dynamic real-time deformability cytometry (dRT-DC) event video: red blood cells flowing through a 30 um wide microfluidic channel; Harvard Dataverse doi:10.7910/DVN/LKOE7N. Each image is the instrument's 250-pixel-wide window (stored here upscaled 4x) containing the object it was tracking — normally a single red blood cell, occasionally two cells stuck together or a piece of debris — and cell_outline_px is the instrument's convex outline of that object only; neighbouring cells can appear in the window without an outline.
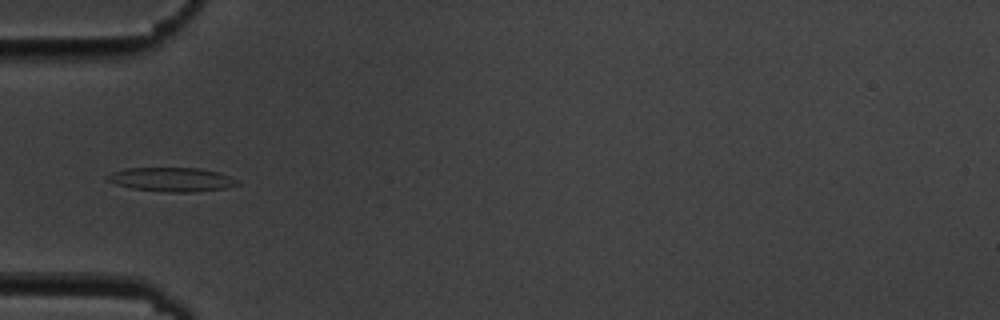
{"species": "common noctule bat (a hibernating species)", "species_latin": "Nyctalus noctula", "temperature_condition": "cold", "stored_images_in_passage": 6, "camera_frame_rate_fps": 3000, "um_per_image_px": 0.085, "animal": {"sex": "male", "body_mass_g": 19.5, "forearm_length_mm": 54.6}, "frame": {"image": 1, "passage_image": 6, "time_ms": 5.667, "image_size_px": [1000, 320], "cell_outline_px": [[240, 184], [224, 188], [196, 192], [168, 192], [132, 188], [116, 184], [108, 180], [104, 176], [112, 172], [124, 168], [200, 168], [220, 172], [240, 180]], "centroid_in_image_um": [14.63, 15.25], "position_along_channel_um": 70.4, "area_um2": 18.32}}